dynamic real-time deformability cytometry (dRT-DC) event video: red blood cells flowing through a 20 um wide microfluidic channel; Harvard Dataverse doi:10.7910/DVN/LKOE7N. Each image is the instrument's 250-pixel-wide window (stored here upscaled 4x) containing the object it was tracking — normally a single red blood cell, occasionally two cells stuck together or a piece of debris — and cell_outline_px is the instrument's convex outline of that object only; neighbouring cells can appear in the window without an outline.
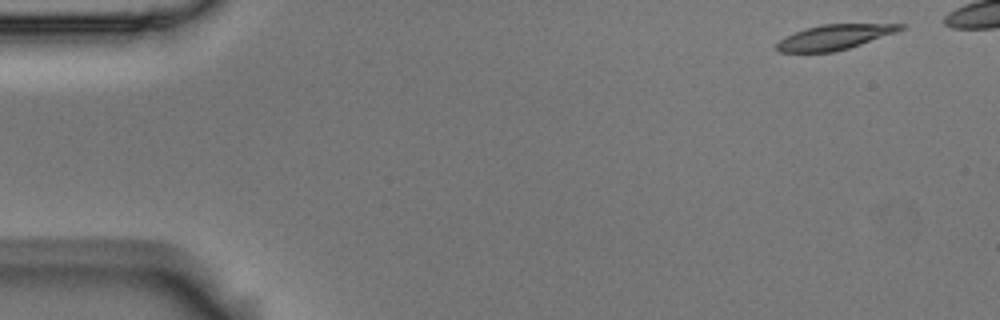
{"species": "Egyptian fruit bat (a non-hibernating species)", "species_latin": "Rousettus aegyptiacus", "temperature_condition": "room temperature", "stored_images_in_passage": 6, "segment_of_instrument_passage": [1, 2], "camera_frame_rate_fps": 3000, "um_per_image_px": 0.085, "animal": {"sex": "male"}, "frame": {"image": 1, "passage_image": 1, "time_ms": 0.0, "image_size_px": [1000, 320], "cell_outline_px": [[908, 24], [904, 28], [896, 32], [848, 48], [832, 52], [780, 52], [776, 48], [776, 44], [780, 40], [796, 32], [820, 24]], "centroid_in_image_um": [70.94, 3.15], "position_along_channel_um": 14.1, "area_um2": 17.63}}
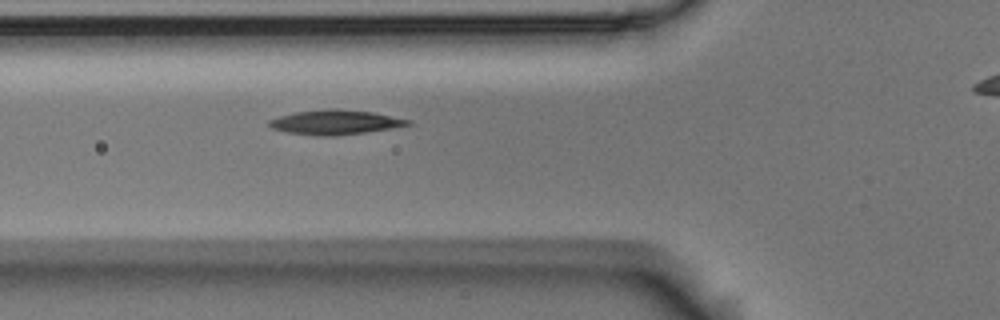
{"frame": {"image": 2, "passage_image": 5, "time_ms": 1.333, "image_size_px": [1000, 320], "cell_outline_px": [[412, 124], [392, 128], [336, 136], [316, 136], [288, 132], [272, 128], [268, 124], [268, 120], [280, 116], [296, 112], [324, 108], [336, 108], [372, 112], [412, 120]], "centroid_in_image_um": [28.49, 10.38], "position_along_channel_um": 97.3, "area_um2": 19.88}}